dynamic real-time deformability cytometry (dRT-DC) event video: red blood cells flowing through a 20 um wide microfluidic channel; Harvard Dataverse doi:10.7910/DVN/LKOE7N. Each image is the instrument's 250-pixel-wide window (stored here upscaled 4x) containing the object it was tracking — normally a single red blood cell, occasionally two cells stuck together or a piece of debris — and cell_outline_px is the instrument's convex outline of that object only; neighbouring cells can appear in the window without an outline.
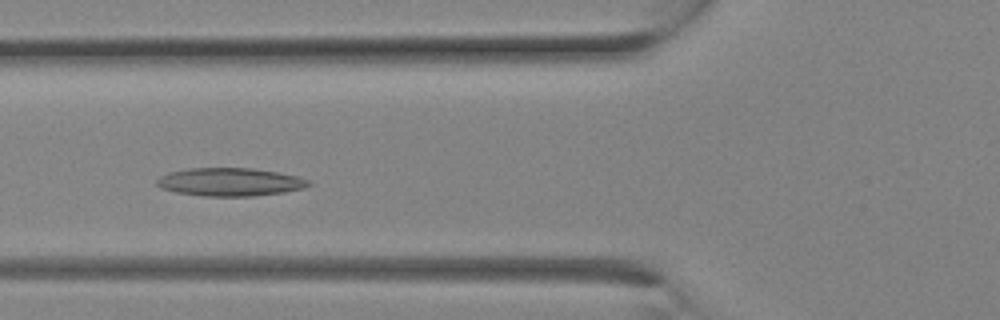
{"species": "Egyptian fruit bat (a non-hibernating species)", "species_latin": "Rousettus aegyptiacus", "temperature_condition": "room temperature", "stored_images_in_passage": 12, "camera_frame_rate_fps": 3000, "um_per_image_px": 0.085, "animal": {"sex": "female"}, "frame": {"image": 1, "passage_image": 9, "time_ms": 2.667, "image_size_px": [1000, 320], "cell_outline_px": [[312, 184], [304, 188], [284, 192], [252, 196], [200, 196], [176, 192], [160, 188], [156, 184], [156, 180], [160, 176], [168, 172], [188, 168], [252, 168], [276, 172], [296, 176], [312, 180]], "centroid_in_image_um": [19.54, 15.47], "position_along_channel_um": 106.3, "area_um2": 25.03}}
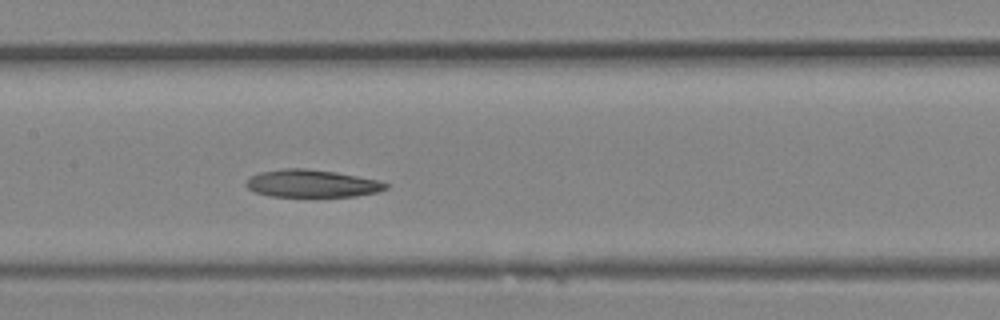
{"frame": {"image": 2, "passage_image": 12, "time_ms": 3.667, "image_size_px": [1000, 320], "cell_outline_px": [[388, 188], [376, 192], [356, 196], [272, 196], [256, 192], [248, 188], [244, 184], [248, 176], [260, 172], [284, 168], [304, 168], [336, 172], [380, 180], [388, 184]], "centroid_in_image_um": [26.49, 15.58], "position_along_channel_um": 180.9, "area_um2": 22.43}}